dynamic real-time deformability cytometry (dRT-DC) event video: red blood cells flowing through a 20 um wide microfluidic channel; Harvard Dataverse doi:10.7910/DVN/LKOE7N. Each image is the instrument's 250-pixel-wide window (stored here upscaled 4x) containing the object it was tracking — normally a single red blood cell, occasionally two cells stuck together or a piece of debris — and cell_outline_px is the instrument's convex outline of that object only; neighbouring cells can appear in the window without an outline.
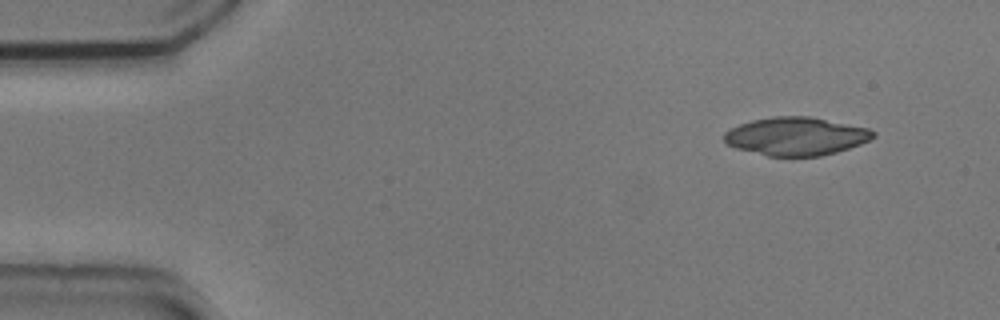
{"species": "common noctule bat (a hibernating species)", "species_latin": "Nyctalus noctula", "temperature_condition": "cold", "stored_images_in_passage": 48, "camera_frame_rate_fps": 3000, "um_per_image_px": 0.085, "animal": {"sex": "male", "body_mass_g": 20.5, "forearm_length_mm": 52.5}, "frame": {"image": 1, "passage_image": 3, "time_ms": 0.667, "image_size_px": [1000, 320], "cell_outline_px": [[876, 136], [860, 144], [836, 152], [820, 156], [768, 156], [736, 148], [728, 144], [724, 140], [724, 132], [740, 124], [752, 120], [772, 116], [808, 116], [868, 128], [876, 132]], "centroid_in_image_um": [67.66, 11.58], "position_along_channel_um": 17.3, "area_um2": 32.95}}